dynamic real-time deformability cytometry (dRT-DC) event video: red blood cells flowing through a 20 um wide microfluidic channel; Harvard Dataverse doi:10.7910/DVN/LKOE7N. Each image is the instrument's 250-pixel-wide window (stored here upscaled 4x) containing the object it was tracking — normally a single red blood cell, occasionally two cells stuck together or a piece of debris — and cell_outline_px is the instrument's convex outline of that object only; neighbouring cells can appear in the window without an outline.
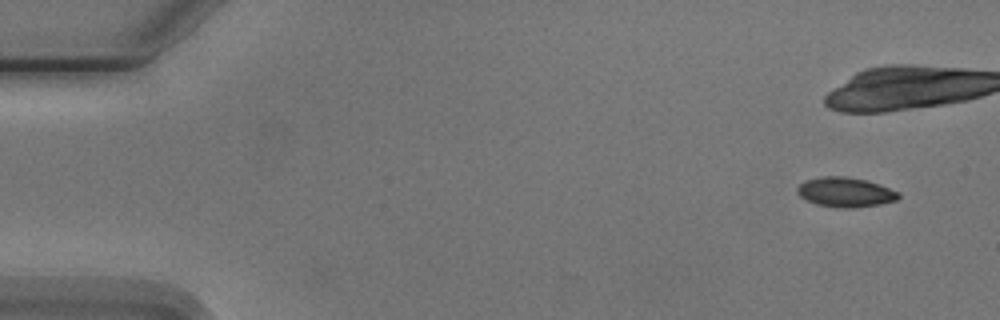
{"species": "Egyptian fruit bat (a non-hibernating species)", "species_latin": "Rousettus aegyptiacus", "temperature_condition": "cold", "stored_images_in_passage": 5, "camera_frame_rate_fps": 3000, "um_per_image_px": 0.085, "animal": {"sex": "male"}, "frame": {"image": 1, "passage_image": 1, "time_ms": 0.0, "image_size_px": [1000, 320], "cell_outline_px": [[900, 196], [896, 200], [880, 204], [856, 208], [840, 208], [816, 204], [800, 196], [796, 192], [796, 188], [804, 180], [820, 176], [844, 176], [864, 180], [900, 192]], "centroid_in_image_um": [71.82, 16.34], "position_along_channel_um": 13.2, "area_um2": 17.46}}